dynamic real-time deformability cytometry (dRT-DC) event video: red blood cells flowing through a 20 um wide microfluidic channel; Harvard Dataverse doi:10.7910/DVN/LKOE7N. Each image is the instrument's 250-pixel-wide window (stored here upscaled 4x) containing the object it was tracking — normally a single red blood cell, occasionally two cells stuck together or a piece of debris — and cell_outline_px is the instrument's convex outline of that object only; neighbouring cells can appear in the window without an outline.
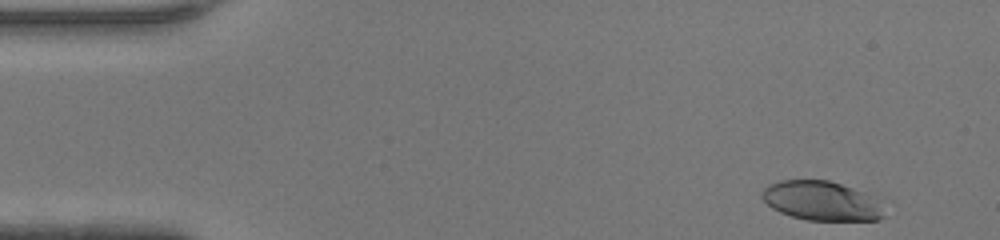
{"species": "human", "species_latin": "Homo sapiens", "temperature_condition": "warm", "stored_images_in_passage": 45, "camera_frame_rate_fps": 3000, "um_per_image_px": 0.085, "donor": {"sex": "female"}, "frame": {"image": 1, "passage_image": 2, "time_ms": 0.333, "image_size_px": [1000, 240], "cell_outline_px": [[884, 216], [880, 220], [808, 220], [792, 216], [780, 212], [772, 208], [760, 196], [760, 192], [768, 184], [780, 180], [828, 180], [880, 196], [884, 200]], "centroid_in_image_um": [69.93, 17.06], "position_along_channel_um": 15.1, "area_um2": 28.73}}
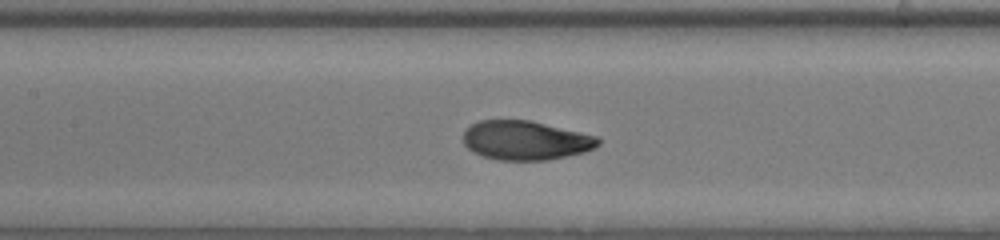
{"frame": {"image": 2, "passage_image": 20, "time_ms": 6.333, "image_size_px": [1000, 240], "cell_outline_px": [[600, 144], [584, 152], [548, 160], [500, 160], [484, 156], [472, 152], [464, 144], [464, 132], [472, 124], [480, 120], [528, 120], [580, 132], [596, 136], [600, 140]], "centroid_in_image_um": [44.66, 11.93], "position_along_channel_um": 162.7, "area_um2": 30.46}}
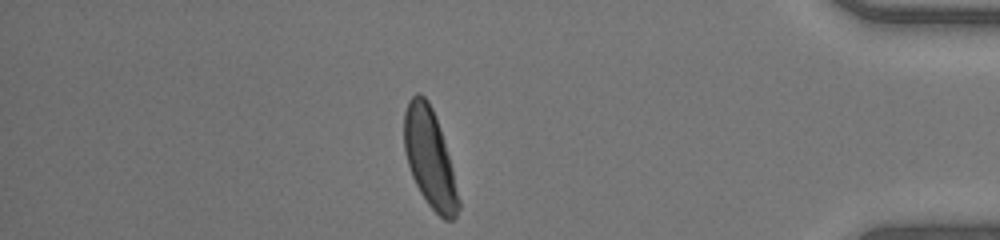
{"frame": {"image": 3, "passage_image": 39, "time_ms": 12.667, "image_size_px": [1000, 240], "cell_outline_px": [[460, 208], [456, 216], [452, 220], [444, 220], [428, 204], [420, 192], [412, 176], [408, 164], [404, 148], [404, 112], [408, 100], [416, 92], [420, 92], [428, 100], [432, 108], [452, 168], [460, 200]], "centroid_in_image_um": [36.51, 13.44], "position_along_channel_um": 398.7, "area_um2": 30.75}, "authors_computed_cell_mechanics": {"area_um2": 30.8652, "velocity_mm_per_s": 4.3758, "shape_relaxation_time_tau1_ms": 2.887, "shape_relaxation_time_tau2_ms": 0.7901, "deformation_change_tau1": 0.1926, "deformation_change_tau2": 0.041}}